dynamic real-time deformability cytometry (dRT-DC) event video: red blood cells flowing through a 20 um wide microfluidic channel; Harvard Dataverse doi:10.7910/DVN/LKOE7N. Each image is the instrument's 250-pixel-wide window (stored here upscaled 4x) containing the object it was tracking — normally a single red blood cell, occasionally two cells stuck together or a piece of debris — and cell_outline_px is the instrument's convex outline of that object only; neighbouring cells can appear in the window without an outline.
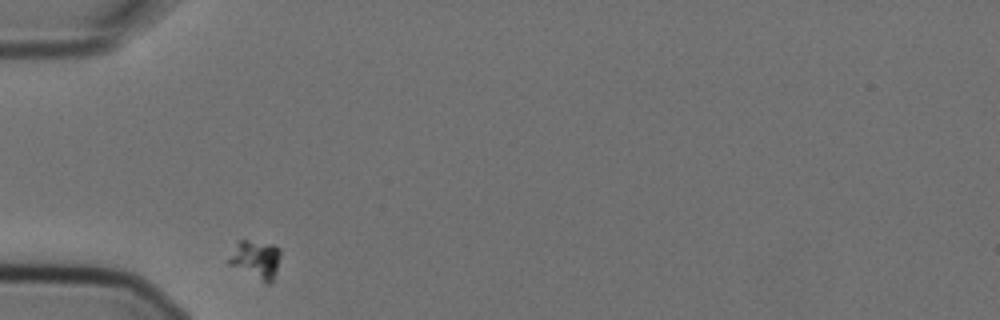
{"species": "Egyptian fruit bat (a non-hibernating species)", "species_latin": "Rousettus aegyptiacus", "temperature_condition": "cold", "stored_images_in_passage": 2, "camera_frame_rate_fps": 3000, "um_per_image_px": 0.085, "animal": {"sex": "female"}, "frame": {"image": 1, "passage_image": 1, "time_ms": 0.0, "image_size_px": [1000, 320], "cell_outline_px": [[280, 256], [272, 280], [268, 284], [228, 264], [228, 260], [236, 240], [248, 240], [272, 244], [280, 248]], "centroid_in_image_um": [21.71, 22.01], "position_along_channel_um": 63.3, "area_um2": 11.39}}
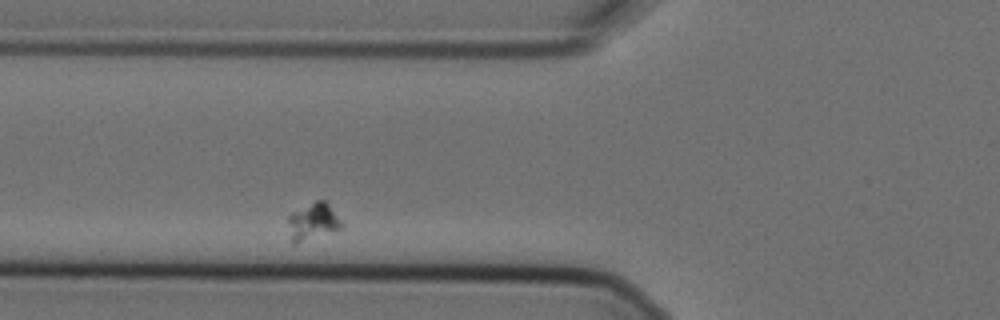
{"frame": {"image": 2, "passage_image": 2, "time_ms": 0.333, "image_size_px": [1000, 320], "cell_outline_px": [[340, 228], [296, 244], [292, 244], [288, 220], [288, 216], [292, 212], [316, 200], [324, 200], [328, 204], [340, 220]], "centroid_in_image_um": [26.55, 18.83], "position_along_channel_um": 99.3, "area_um2": 11.1}}